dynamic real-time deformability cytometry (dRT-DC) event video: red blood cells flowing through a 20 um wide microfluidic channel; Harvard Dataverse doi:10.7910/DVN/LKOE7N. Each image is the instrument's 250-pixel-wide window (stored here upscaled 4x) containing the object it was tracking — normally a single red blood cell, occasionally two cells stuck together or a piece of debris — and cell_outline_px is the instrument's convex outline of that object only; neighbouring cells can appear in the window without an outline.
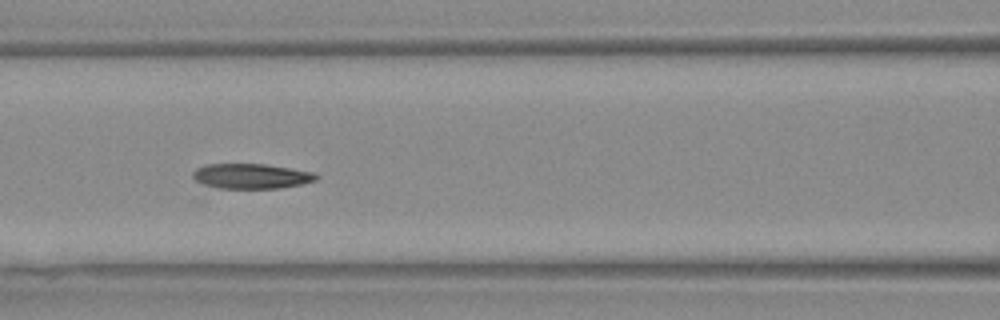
{"species": "Egyptian fruit bat (a non-hibernating species)", "species_latin": "Rousettus aegyptiacus", "temperature_condition": "warm", "stored_images_in_passage": 11, "camera_frame_rate_fps": 3000, "um_per_image_px": 0.085, "animal": {"sex": "female"}, "frame": {"image": 1, "passage_image": 6, "time_ms": 1.667, "image_size_px": [1000, 320], "cell_outline_px": [[320, 176], [316, 180], [300, 184], [280, 188], [216, 188], [204, 184], [196, 180], [192, 176], [192, 172], [196, 168], [208, 164], [264, 164], [312, 172]], "centroid_in_image_um": [21.33, 14.97], "position_along_channel_um": 145.3, "area_um2": 17.8}}
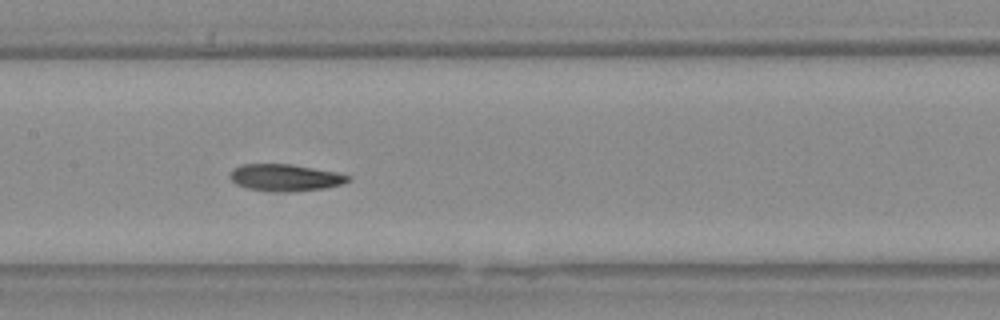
{"frame": {"image": 2, "passage_image": 7, "time_ms": 2.0, "image_size_px": [1000, 320], "cell_outline_px": [[352, 176], [348, 180], [340, 184], [324, 188], [292, 192], [272, 192], [248, 188], [236, 184], [228, 176], [240, 164], [292, 164], [336, 172]], "centroid_in_image_um": [24.23, 15.1], "position_along_channel_um": 183.2, "area_um2": 18.44}}